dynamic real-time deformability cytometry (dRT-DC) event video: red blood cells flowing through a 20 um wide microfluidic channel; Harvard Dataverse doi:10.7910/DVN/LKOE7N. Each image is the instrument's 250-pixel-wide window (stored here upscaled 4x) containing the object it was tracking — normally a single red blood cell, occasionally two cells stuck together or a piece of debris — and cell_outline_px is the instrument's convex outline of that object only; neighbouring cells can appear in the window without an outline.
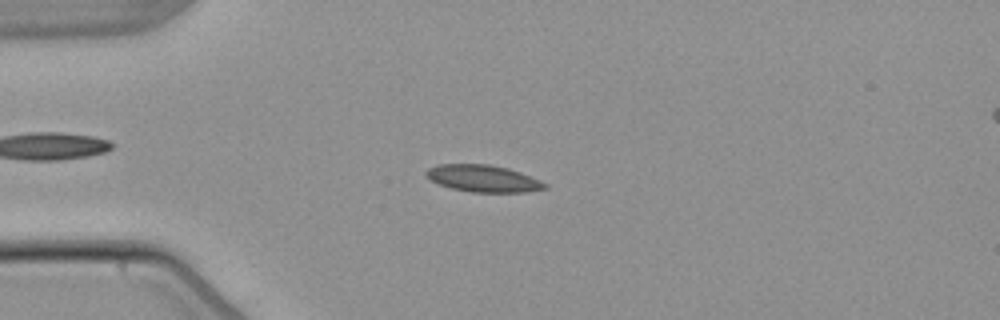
{"species": "common noctule bat (a hibernating species)", "species_latin": "Nyctalus noctula", "temperature_condition": "warm", "stored_images_in_passage": 5, "camera_frame_rate_fps": 3000, "um_per_image_px": 0.085, "animal": {"sex": "male", "body_mass_g": 21.5, "forearm_length_mm": 52.0}, "frame": {"image": 1, "passage_image": 4, "time_ms": 4.333, "image_size_px": [1000, 320], "cell_outline_px": [[548, 188], [528, 192], [472, 192], [452, 188], [440, 184], [432, 180], [424, 172], [428, 168], [440, 164], [488, 164], [508, 168], [520, 172], [540, 180], [548, 184]], "centroid_in_image_um": [41.12, 15.17], "position_along_channel_um": 43.9, "area_um2": 18.55}}